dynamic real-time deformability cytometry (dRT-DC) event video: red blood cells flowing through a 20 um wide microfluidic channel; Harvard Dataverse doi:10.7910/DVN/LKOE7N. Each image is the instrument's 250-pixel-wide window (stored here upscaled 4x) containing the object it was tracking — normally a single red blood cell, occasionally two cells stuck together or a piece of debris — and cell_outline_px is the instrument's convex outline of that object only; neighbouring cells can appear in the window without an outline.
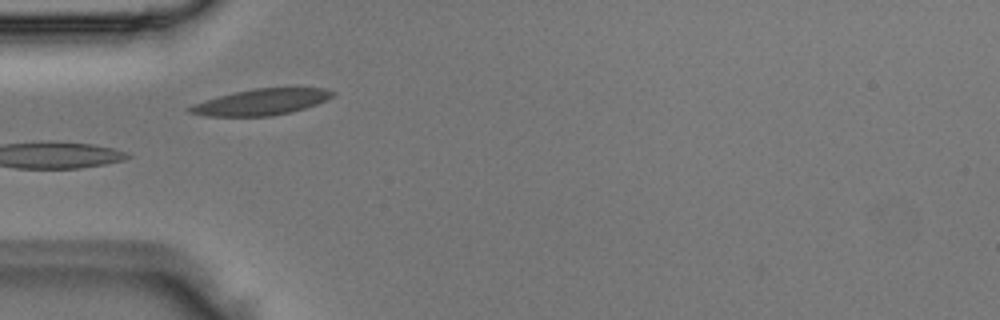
{"species": "Egyptian fruit bat (a non-hibernating species)", "species_latin": "Rousettus aegyptiacus", "temperature_condition": "room temperature", "stored_images_in_passage": 3, "camera_frame_rate_fps": 3000, "um_per_image_px": 0.085, "animal": {"sex": "male"}, "frame": {"image": 1, "passage_image": 3, "time_ms": 0.667, "image_size_px": [1000, 320], "cell_outline_px": [[336, 92], [328, 100], [304, 108], [272, 116], [208, 116], [188, 112], [184, 108], [204, 100], [252, 88], [328, 88]], "centroid_in_image_um": [22.21, 8.67], "position_along_channel_um": 62.8, "area_um2": 21.62}}